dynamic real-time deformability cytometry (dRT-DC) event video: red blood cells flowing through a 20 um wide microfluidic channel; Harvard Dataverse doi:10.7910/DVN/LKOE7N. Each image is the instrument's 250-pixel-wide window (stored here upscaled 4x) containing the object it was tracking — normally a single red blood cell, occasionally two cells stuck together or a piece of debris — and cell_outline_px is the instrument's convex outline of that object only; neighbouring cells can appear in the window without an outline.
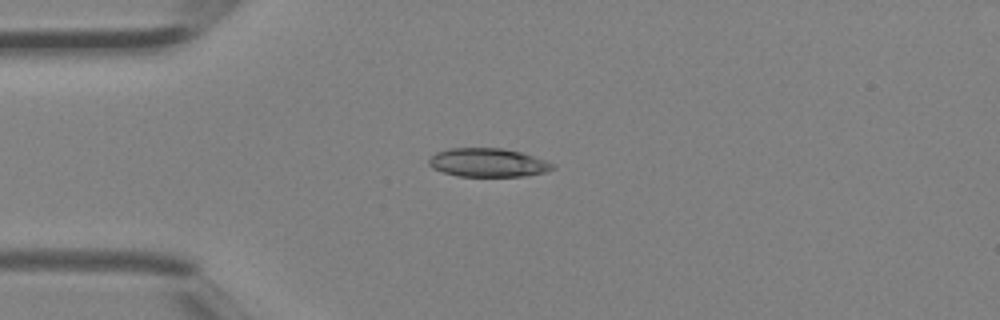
{"species": "Egyptian fruit bat (a non-hibernating species)", "species_latin": "Rousettus aegyptiacus", "temperature_condition": "room temperature", "stored_images_in_passage": 1, "camera_frame_rate_fps": 3000, "um_per_image_px": 0.085, "animal": {"sex": "female"}, "frame": {"image": 1, "passage_image": 1, "time_ms": 0.0, "image_size_px": [1000, 320], "cell_outline_px": [[556, 168], [548, 172], [524, 176], [456, 176], [432, 168], [428, 164], [428, 160], [436, 152], [448, 148], [504, 148], [520, 152], [556, 164]], "centroid_in_image_um": [41.49, 13.82], "position_along_channel_um": 43.5, "area_um2": 20.75}}